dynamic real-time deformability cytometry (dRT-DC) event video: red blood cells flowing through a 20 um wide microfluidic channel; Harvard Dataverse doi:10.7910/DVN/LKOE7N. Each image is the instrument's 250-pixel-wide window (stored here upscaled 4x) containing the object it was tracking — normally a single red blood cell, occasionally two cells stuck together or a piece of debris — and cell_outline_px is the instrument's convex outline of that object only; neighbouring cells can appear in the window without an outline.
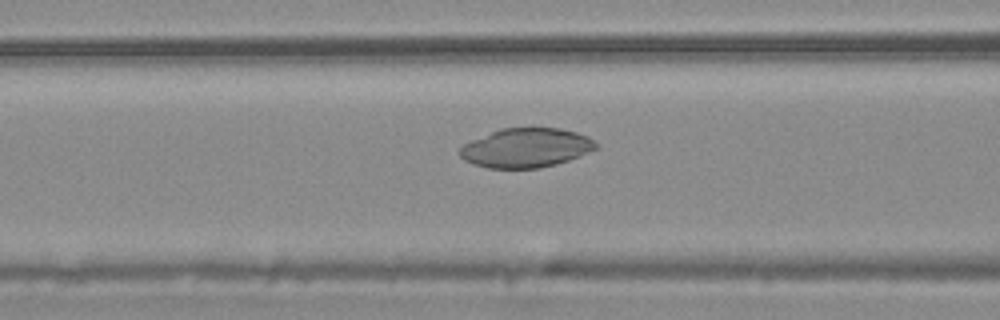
{"species": "common noctule bat (a hibernating species)", "species_latin": "Nyctalus noctula", "temperature_condition": "warm", "stored_images_in_passage": 29, "camera_frame_rate_fps": 3000, "um_per_image_px": 0.085, "animal": {"sex": "male", "body_mass_g": 20.4}, "frame": {"image": 1, "passage_image": 22, "time_ms": 7.0, "image_size_px": [1000, 320], "cell_outline_px": [[600, 148], [568, 160], [556, 164], [540, 168], [488, 168], [464, 160], [460, 156], [460, 148], [464, 144], [472, 140], [500, 128], [560, 128], [576, 132], [588, 136], [600, 144]], "centroid_in_image_um": [44.77, 12.56], "position_along_channel_um": 121.8, "area_um2": 31.15}}
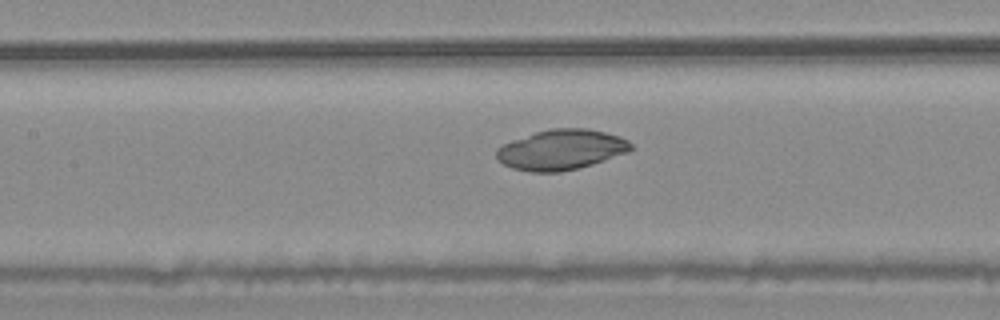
{"frame": {"image": 2, "passage_image": 25, "time_ms": 8.0, "image_size_px": [1000, 320], "cell_outline_px": [[632, 148], [628, 152], [580, 168], [560, 172], [532, 172], [512, 168], [504, 164], [496, 156], [496, 148], [512, 140], [536, 132], [552, 128], [588, 128], [620, 136], [628, 140], [632, 144]], "centroid_in_image_um": [47.71, 12.72], "position_along_channel_um": 159.7, "area_um2": 31.44}}
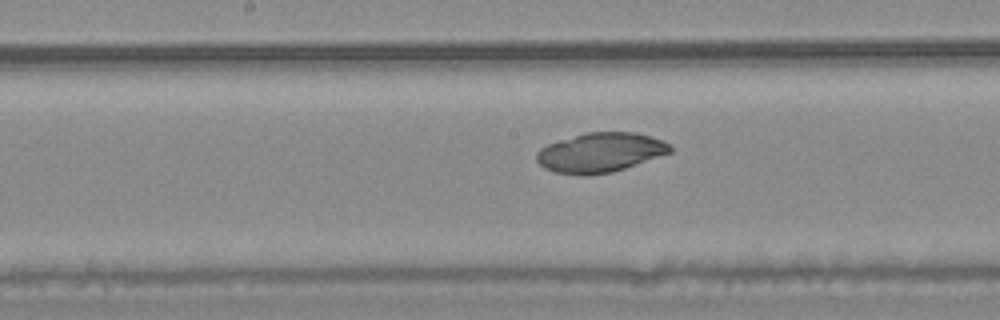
{"frame": {"image": 3, "passage_image": 28, "time_ms": 9.0, "image_size_px": [1000, 320], "cell_outline_px": [[672, 152], [612, 172], [584, 176], [552, 172], [544, 168], [536, 160], [536, 152], [540, 148], [548, 144], [584, 132], [636, 132], [664, 140], [672, 148]], "centroid_in_image_um": [51.0, 12.96], "position_along_channel_um": 197.2, "area_um2": 30.87}}